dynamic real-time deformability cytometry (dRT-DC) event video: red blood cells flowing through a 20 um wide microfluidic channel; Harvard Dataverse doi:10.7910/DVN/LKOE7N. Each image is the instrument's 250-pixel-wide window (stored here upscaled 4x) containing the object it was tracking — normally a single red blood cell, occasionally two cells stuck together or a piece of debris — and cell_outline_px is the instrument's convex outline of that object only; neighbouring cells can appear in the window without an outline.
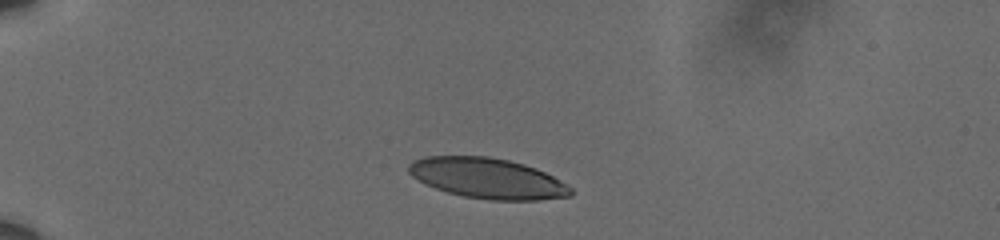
{"species": "human", "species_latin": "Homo sapiens", "temperature_condition": "cold", "stored_images_in_passage": 6, "camera_frame_rate_fps": 3000, "um_per_image_px": 0.085, "donor": {"sex": "male"}, "frame": {"image": 1, "passage_image": 1, "time_ms": 0.0, "image_size_px": [1000, 240], "cell_outline_px": [[572, 196], [536, 200], [492, 200], [464, 196], [448, 192], [424, 184], [412, 176], [408, 172], [408, 164], [424, 156], [488, 156], [508, 160], [524, 164], [536, 168], [560, 180], [572, 188]], "centroid_in_image_um": [41.43, 15.15], "position_along_channel_um": 43.6, "area_um2": 38.09}}
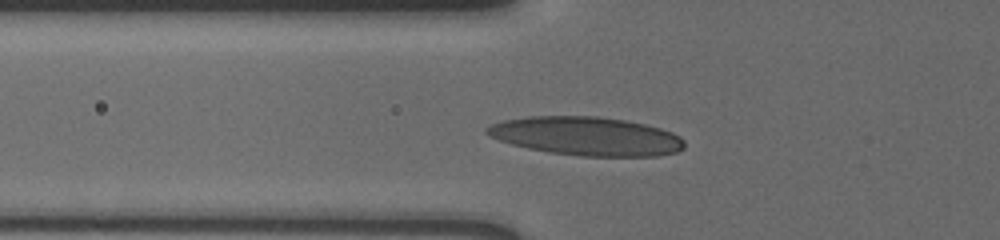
{"frame": {"image": 2, "passage_image": 4, "time_ms": 1.0, "image_size_px": [1000, 240], "cell_outline_px": [[684, 148], [676, 152], [656, 156], [580, 156], [548, 152], [528, 148], [512, 144], [488, 136], [484, 132], [484, 128], [492, 124], [504, 120], [528, 116], [596, 116], [624, 120], [644, 124], [660, 128], [672, 132], [680, 136], [684, 140]], "centroid_in_image_um": [49.83, 11.57], "position_along_channel_um": 76.0, "area_um2": 44.51}}
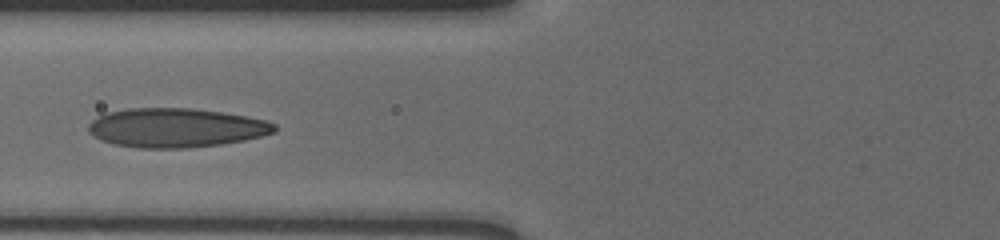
{"frame": {"image": 3, "passage_image": 5, "time_ms": 1.333, "image_size_px": [1000, 240], "cell_outline_px": [[276, 132], [244, 140], [220, 144], [188, 148], [140, 148], [116, 144], [100, 140], [88, 132], [88, 124], [92, 120], [108, 112], [128, 108], [192, 108], [220, 112], [268, 120], [276, 124]], "centroid_in_image_um": [14.95, 10.86], "position_along_channel_um": 110.8, "area_um2": 42.37}}